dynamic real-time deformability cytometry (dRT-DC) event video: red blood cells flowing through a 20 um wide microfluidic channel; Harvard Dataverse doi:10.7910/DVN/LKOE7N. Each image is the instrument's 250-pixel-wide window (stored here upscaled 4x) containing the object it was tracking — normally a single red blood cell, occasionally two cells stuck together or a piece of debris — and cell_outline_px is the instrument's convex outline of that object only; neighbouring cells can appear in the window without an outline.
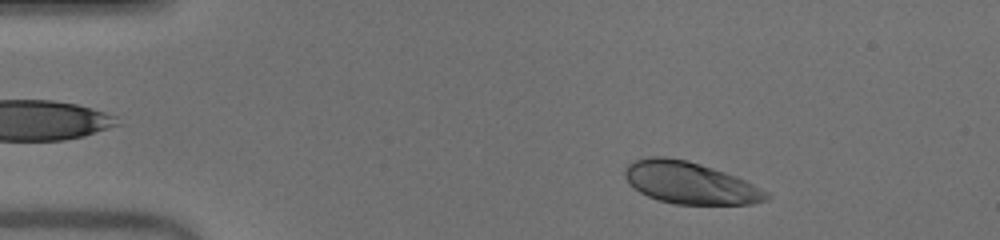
{"species": "human", "species_latin": "Homo sapiens", "temperature_condition": "warm", "stored_images_in_passage": 46, "camera_frame_rate_fps": 3000, "um_per_image_px": 0.085, "donor": {"sex": "male"}, "frame": {"image": 1, "passage_image": 4, "time_ms": 1.0, "image_size_px": [1000, 240], "cell_outline_px": [[772, 196], [768, 200], [752, 204], [676, 204], [660, 200], [648, 196], [640, 192], [624, 176], [624, 168], [628, 164], [636, 160], [652, 156], [664, 156], [688, 160], [736, 176], [768, 192]], "centroid_in_image_um": [58.67, 15.54], "position_along_channel_um": 26.3, "area_um2": 34.33}}
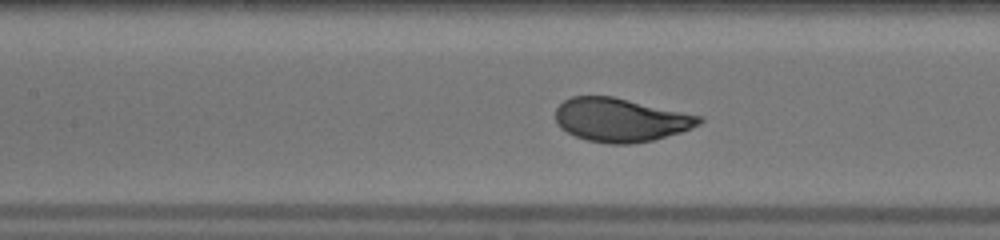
{"frame": {"image": 2, "passage_image": 19, "time_ms": 6.0, "image_size_px": [1000, 240], "cell_outline_px": [[704, 120], [700, 124], [680, 132], [652, 140], [628, 144], [608, 144], [588, 140], [576, 136], [560, 128], [556, 120], [556, 108], [564, 100], [572, 96], [612, 96], [700, 116]], "centroid_in_image_um": [52.72, 10.19], "position_along_channel_um": 154.7, "area_um2": 36.07}}
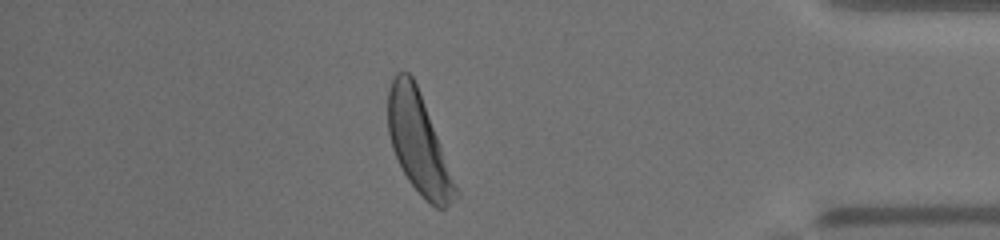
{"frame": {"image": 3, "passage_image": 40, "time_ms": 13.0, "image_size_px": [1000, 240], "cell_outline_px": [[460, 196], [444, 208], [436, 208], [424, 200], [420, 196], [408, 180], [392, 148], [388, 132], [388, 88], [392, 76], [396, 72], [408, 72], [412, 76], [420, 92], [460, 192]], "centroid_in_image_um": [35.58, 12.19], "position_along_channel_um": 399.6, "area_um2": 39.3}, "authors_computed_cell_mechanics": {"area_um2": 36.703, "velocity_mm_per_s": 4.021, "shape_relaxation_time_tau1_ms": 2.4366, "shape_relaxation_time_tau2_ms": null, "deformation_change_tau1": 0.184, "deformation_change_tau2": null}}